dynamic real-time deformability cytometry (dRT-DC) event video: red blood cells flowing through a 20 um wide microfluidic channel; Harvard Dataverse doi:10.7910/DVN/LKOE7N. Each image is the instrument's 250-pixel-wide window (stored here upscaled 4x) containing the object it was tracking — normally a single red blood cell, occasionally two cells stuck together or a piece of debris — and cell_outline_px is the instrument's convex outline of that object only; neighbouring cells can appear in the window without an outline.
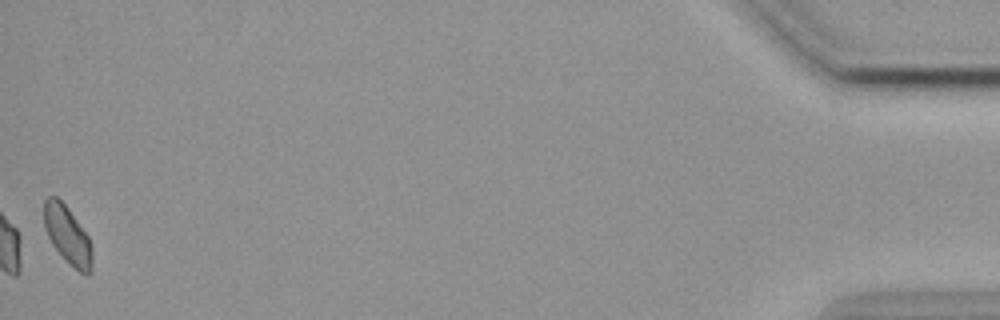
{"species": "common noctule bat (a hibernating species)", "species_latin": "Nyctalus noctula", "temperature_condition": "cold", "stored_images_in_passage": 56, "camera_frame_rate_fps": 3000, "um_per_image_px": 0.085, "animal": {"sex": "female", "body_mass_g": 19.9}, "frame": {"image": 1, "passage_image": 56, "time_ms": 18.333, "image_size_px": [1000, 320], "cell_outline_px": [[92, 272], [88, 276], [80, 272], [52, 244], [44, 228], [44, 200], [48, 196], [56, 196], [68, 208], [88, 236], [92, 248]], "centroid_in_image_um": [5.75, 19.96], "position_along_channel_um": 429.5, "area_um2": 15.95}}